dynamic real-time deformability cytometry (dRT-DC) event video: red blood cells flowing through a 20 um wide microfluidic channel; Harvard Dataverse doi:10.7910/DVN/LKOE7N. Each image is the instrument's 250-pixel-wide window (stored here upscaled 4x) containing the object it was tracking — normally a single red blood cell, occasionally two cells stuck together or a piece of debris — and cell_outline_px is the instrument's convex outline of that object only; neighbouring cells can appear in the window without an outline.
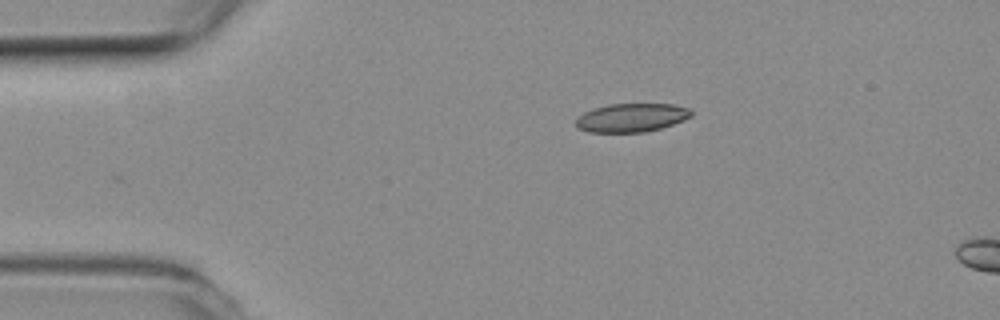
{"species": "common noctule bat (a hibernating species)", "species_latin": "Nyctalus noctula", "temperature_condition": "room temperature", "stored_images_in_passage": 2, "camera_frame_rate_fps": 3000, "um_per_image_px": 0.085, "animal": {"sex": "female", "body_mass_g": 19.3, "forearm_length_mm": 54.1}, "frame": {"image": 1, "passage_image": 2, "time_ms": 0.333, "image_size_px": [1000, 320], "cell_outline_px": [[692, 116], [684, 120], [660, 128], [644, 132], [588, 132], [576, 128], [576, 116], [584, 112], [608, 104], [672, 104], [688, 108], [692, 112]], "centroid_in_image_um": [53.65, 10.0], "position_along_channel_um": 31.4, "area_um2": 19.19}}